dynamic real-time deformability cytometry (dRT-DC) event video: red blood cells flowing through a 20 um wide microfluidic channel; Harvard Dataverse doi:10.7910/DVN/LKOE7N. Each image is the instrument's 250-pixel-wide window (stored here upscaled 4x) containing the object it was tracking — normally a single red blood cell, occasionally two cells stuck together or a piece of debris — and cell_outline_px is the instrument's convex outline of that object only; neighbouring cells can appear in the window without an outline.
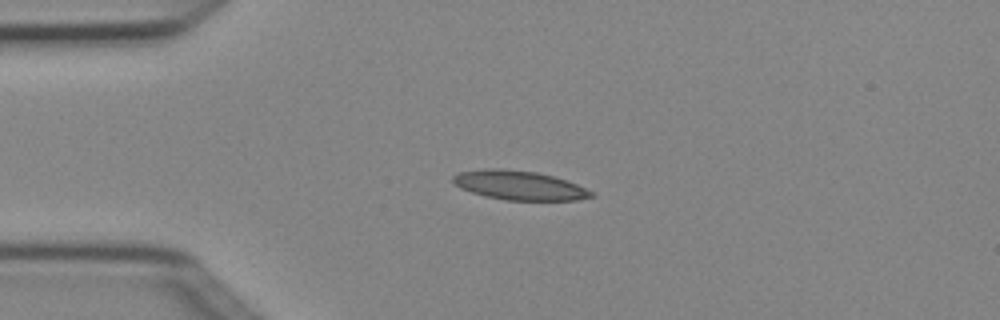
{"species": "Egyptian fruit bat (a non-hibernating species)", "species_latin": "Rousettus aegyptiacus", "temperature_condition": "cold", "stored_images_in_passage": 2, "camera_frame_rate_fps": 3000, "um_per_image_px": 0.085, "animal": {"sex": "female"}, "frame": {"image": 1, "passage_image": 1, "time_ms": 0.0, "image_size_px": [1000, 320], "cell_outline_px": [[596, 196], [576, 200], [504, 200], [484, 196], [460, 188], [452, 180], [452, 176], [460, 172], [488, 168], [500, 168], [536, 172], [552, 176], [576, 184], [596, 192]], "centroid_in_image_um": [44.15, 15.76], "position_along_channel_um": 40.8, "area_um2": 23.47}}